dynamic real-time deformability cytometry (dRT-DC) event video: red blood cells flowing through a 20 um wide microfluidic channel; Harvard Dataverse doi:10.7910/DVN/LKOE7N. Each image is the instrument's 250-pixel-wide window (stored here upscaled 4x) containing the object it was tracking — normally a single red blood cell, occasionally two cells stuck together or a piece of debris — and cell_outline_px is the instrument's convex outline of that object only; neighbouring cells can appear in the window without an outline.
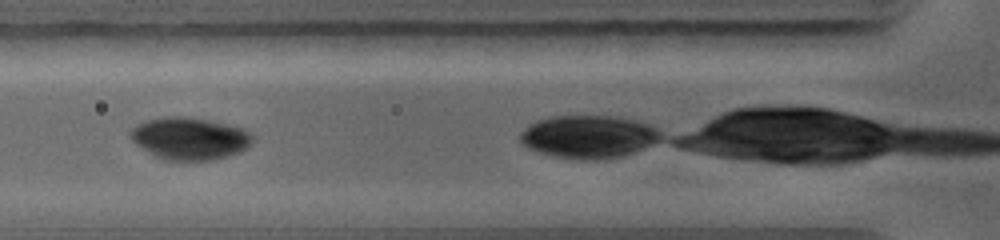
{"species": "common noctule bat (a hibernating species)", "species_latin": "Nyctalus noctula", "temperature_condition": "warm", "stored_images_in_passage": 11, "camera_frame_rate_fps": 5000, "um_per_image_px": 0.085, "animal": {"sex": "female", "body_mass_g": 19.0, "forearm_length_mm": 56.7}, "frame": {"image": 1, "passage_image": 2, "time_ms": 0.8, "image_size_px": [1000, 240], "cell_outline_px": [[252, 140], [240, 152], [228, 156], [212, 160], [164, 160], [156, 156], [136, 144], [128, 136], [128, 132], [136, 124], [144, 120], [164, 116], [188, 116], [212, 120], [244, 128], [252, 136]], "centroid_in_image_um": [16.07, 11.74], "position_along_channel_um": 109.7, "area_um2": 30.29}}